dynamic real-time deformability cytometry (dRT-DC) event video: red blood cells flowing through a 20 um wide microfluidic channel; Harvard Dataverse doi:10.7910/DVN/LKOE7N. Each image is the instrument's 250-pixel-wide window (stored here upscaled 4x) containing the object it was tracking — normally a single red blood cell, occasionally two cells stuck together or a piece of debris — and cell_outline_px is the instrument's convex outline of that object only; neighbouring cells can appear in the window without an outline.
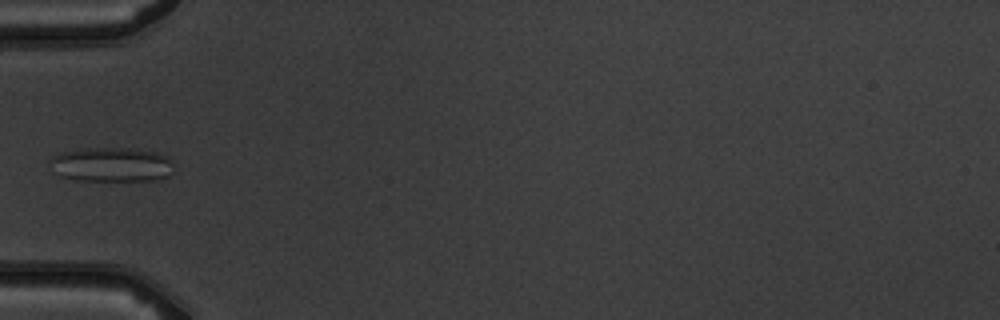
{"species": "common noctule bat (a hibernating species)", "species_latin": "Nyctalus noctula", "temperature_condition": "warm", "stored_images_in_passage": 7, "camera_frame_rate_fps": 3000, "um_per_image_px": 0.085, "animal": {"sex": "male", "body_mass_g": 19.5, "forearm_length_mm": 54.6}, "frame": {"image": 1, "passage_image": 6, "time_ms": 5.667, "image_size_px": [1000, 320], "cell_outline_px": [[172, 172], [168, 176], [152, 180], [76, 180], [60, 176], [52, 172], [48, 160], [52, 156], [60, 152], [88, 148], [136, 148], [156, 152], [168, 156], [172, 160]], "centroid_in_image_um": [9.44, 13.98], "position_along_channel_um": 75.6, "area_um2": 25.14}}
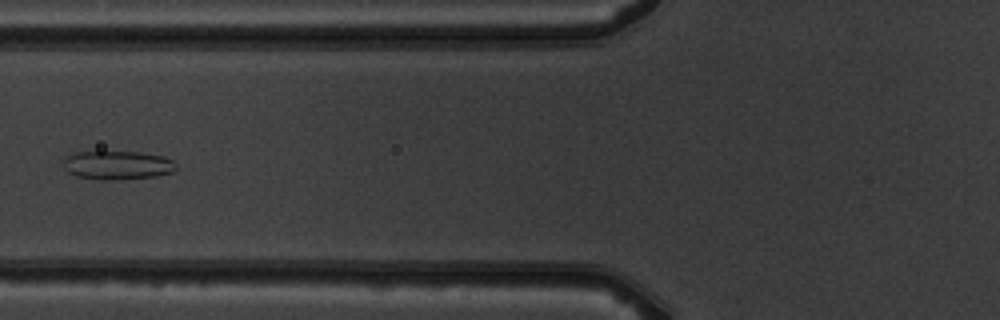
{"frame": {"image": 2, "passage_image": 7, "time_ms": 6.667, "image_size_px": [1000, 320], "cell_outline_px": [[176, 168], [172, 172], [156, 176], [120, 180], [100, 180], [76, 176], [68, 172], [64, 168], [64, 156], [72, 152], [140, 152], [164, 156], [172, 160], [176, 164]], "centroid_in_image_um": [9.96, 14.04], "position_along_channel_um": 115.8, "area_um2": 19.07}}